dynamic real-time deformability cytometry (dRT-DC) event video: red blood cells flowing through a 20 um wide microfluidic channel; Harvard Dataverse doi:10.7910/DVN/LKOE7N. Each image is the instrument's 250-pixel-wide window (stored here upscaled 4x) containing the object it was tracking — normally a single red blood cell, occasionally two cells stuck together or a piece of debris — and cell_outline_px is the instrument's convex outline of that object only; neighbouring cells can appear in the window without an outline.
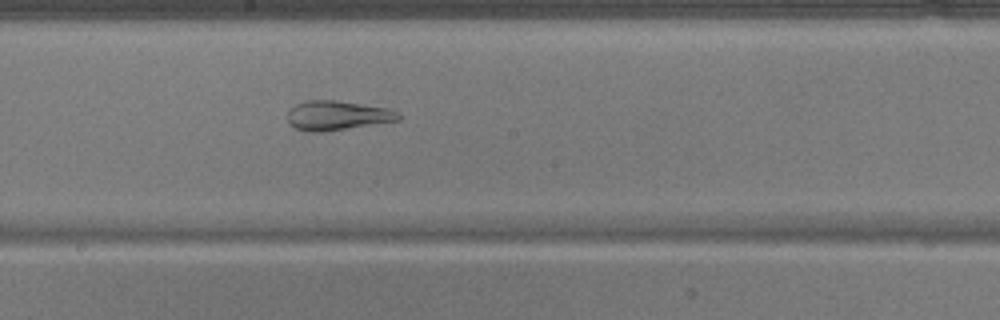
{"species": "common noctule bat (a hibernating species)", "species_latin": "Nyctalus noctula", "temperature_condition": "warm", "stored_images_in_passage": 50, "camera_frame_rate_fps": 3000, "um_per_image_px": 0.085, "animal": {"sex": "male", "body_mass_g": 17.9}, "frame": {"image": 1, "passage_image": 28, "time_ms": 9.0, "image_size_px": [1000, 320], "cell_outline_px": [[400, 120], [320, 132], [308, 132], [296, 128], [288, 124], [288, 108], [296, 104], [308, 100], [336, 100], [388, 108], [400, 112]], "centroid_in_image_um": [28.64, 9.81], "position_along_channel_um": 219.6, "area_um2": 19.02}}
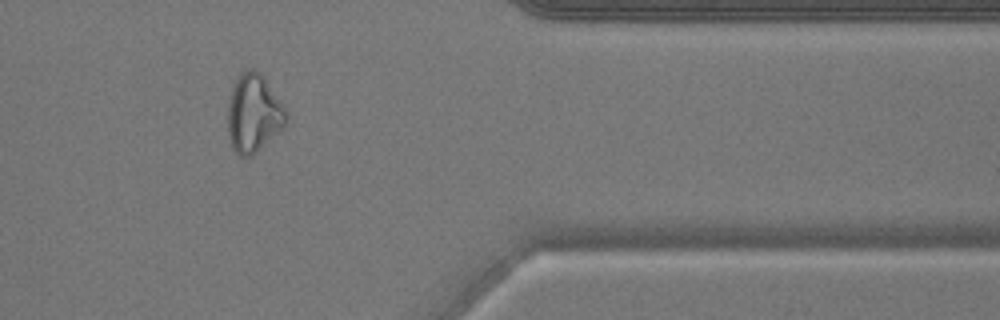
{"frame": {"image": 2, "passage_image": 42, "time_ms": 13.667, "image_size_px": [1000, 320], "cell_outline_px": [[288, 124], [284, 128], [252, 156], [240, 156], [232, 148], [228, 136], [228, 96], [232, 84], [236, 76], [240, 72], [248, 68], [256, 68], [264, 76], [284, 108], [288, 116]], "centroid_in_image_um": [21.54, 9.6], "position_along_channel_um": 389.9, "area_um2": 27.17}}
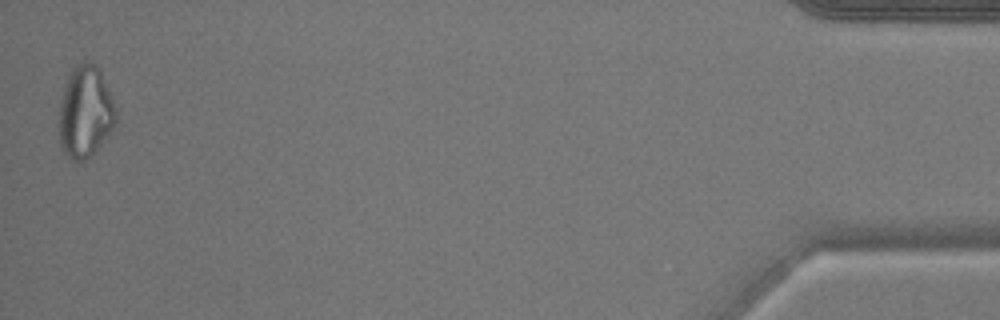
{"frame": {"image": 3, "passage_image": 50, "time_ms": 16.333, "image_size_px": [1000, 320], "cell_outline_px": [[116, 120], [112, 132], [84, 160], [72, 160], [60, 148], [60, 104], [64, 88], [68, 76], [72, 68], [76, 64], [84, 60], [88, 60], [96, 64], [100, 72], [116, 108]], "centroid_in_image_um": [7.25, 9.48], "position_along_channel_um": 428.0, "area_um2": 30.0}}